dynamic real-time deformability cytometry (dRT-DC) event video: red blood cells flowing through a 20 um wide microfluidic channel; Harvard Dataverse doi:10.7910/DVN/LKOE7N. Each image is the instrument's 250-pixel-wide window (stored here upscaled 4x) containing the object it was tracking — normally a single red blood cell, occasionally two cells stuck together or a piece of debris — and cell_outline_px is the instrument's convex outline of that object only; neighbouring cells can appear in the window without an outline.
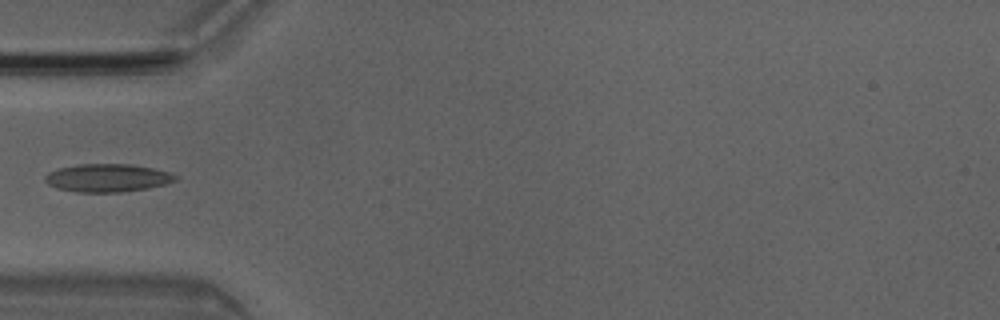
{"species": "Egyptian fruit bat (a non-hibernating species)", "species_latin": "Rousettus aegyptiacus", "temperature_condition": "room temperature", "stored_images_in_passage": 6, "camera_frame_rate_fps": 3000, "um_per_image_px": 0.085, "animal": {"sex": "male"}, "frame": {"image": 1, "passage_image": 5, "time_ms": 1.333, "image_size_px": [1000, 320], "cell_outline_px": [[176, 180], [164, 184], [148, 188], [120, 192], [76, 192], [56, 188], [48, 184], [44, 180], [44, 176], [48, 172], [60, 168], [76, 164], [132, 164], [152, 168], [168, 172], [176, 176]], "centroid_in_image_um": [9.08, 15.12], "position_along_channel_um": 75.9, "area_um2": 21.21}}